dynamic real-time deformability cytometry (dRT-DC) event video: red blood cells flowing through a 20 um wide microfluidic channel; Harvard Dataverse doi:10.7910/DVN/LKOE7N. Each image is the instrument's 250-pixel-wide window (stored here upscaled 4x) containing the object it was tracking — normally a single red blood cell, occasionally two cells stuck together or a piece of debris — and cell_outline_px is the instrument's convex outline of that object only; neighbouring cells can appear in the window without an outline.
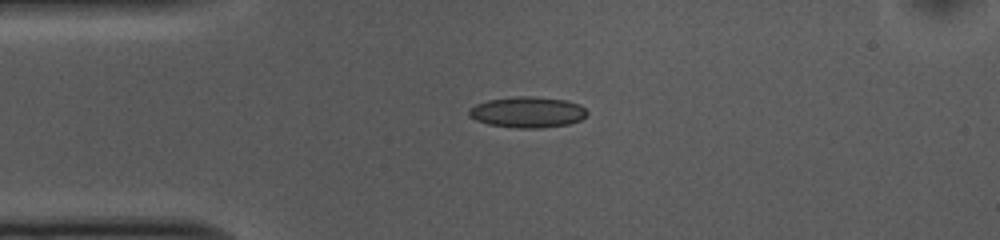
{"species": "common noctule bat (a hibernating species)", "species_latin": "Nyctalus noctula", "temperature_condition": "cold", "stored_images_in_passage": 42, "camera_frame_rate_fps": 3000, "um_per_image_px": 0.085, "animal": {"sex": "female", "body_mass_g": 10.0, "forearm_length_mm": 53.1}, "frame": {"image": 1, "passage_image": 1, "time_ms": 0.0, "image_size_px": [1000, 240], "cell_outline_px": [[588, 112], [580, 120], [568, 124], [540, 128], [516, 128], [488, 124], [476, 120], [468, 116], [468, 108], [476, 104], [488, 100], [516, 96], [532, 96], [564, 100], [580, 104]], "centroid_in_image_um": [44.8, 9.53], "position_along_channel_um": 40.2, "area_um2": 21.27}}
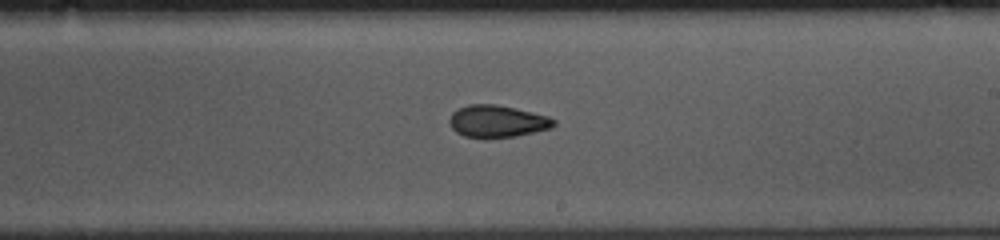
{"frame": {"image": 2, "passage_image": 19, "time_ms": 6.0, "image_size_px": [1000, 240], "cell_outline_px": [[556, 124], [552, 128], [516, 136], [464, 136], [456, 132], [452, 128], [448, 120], [452, 112], [468, 104], [496, 104], [532, 112], [548, 116], [556, 120]], "centroid_in_image_um": [42.28, 10.28], "position_along_channel_um": 246.7, "area_um2": 19.19}}
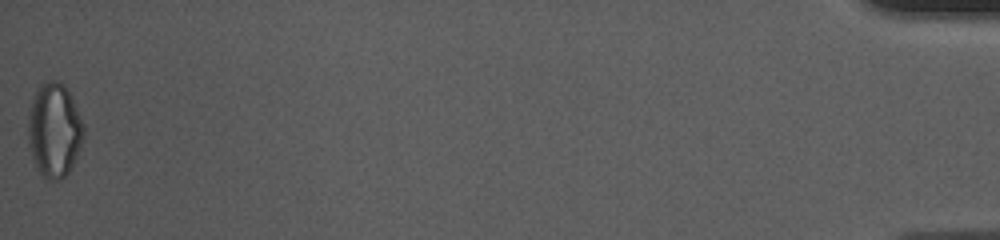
{"frame": {"image": 3, "passage_image": 42, "time_ms": 13.667, "image_size_px": [1000, 240], "cell_outline_px": [[84, 136], [80, 148], [68, 172], [60, 180], [48, 180], [40, 172], [32, 156], [28, 144], [28, 116], [32, 100], [36, 88], [44, 80], [56, 80], [64, 84], [72, 96], [84, 124]], "centroid_in_image_um": [4.61, 11.01], "position_along_channel_um": 430.6, "area_um2": 30.63}, "authors_computed_cell_mechanics": {"area_um2": 19.9121, "velocity_mm_per_s": 3.7395, "shape_relaxation_time_tau1_ms": null, "shape_relaxation_time_tau2_ms": 5.6535, "deformation_change_tau1": null, "deformation_change_tau2": 0.1212}}